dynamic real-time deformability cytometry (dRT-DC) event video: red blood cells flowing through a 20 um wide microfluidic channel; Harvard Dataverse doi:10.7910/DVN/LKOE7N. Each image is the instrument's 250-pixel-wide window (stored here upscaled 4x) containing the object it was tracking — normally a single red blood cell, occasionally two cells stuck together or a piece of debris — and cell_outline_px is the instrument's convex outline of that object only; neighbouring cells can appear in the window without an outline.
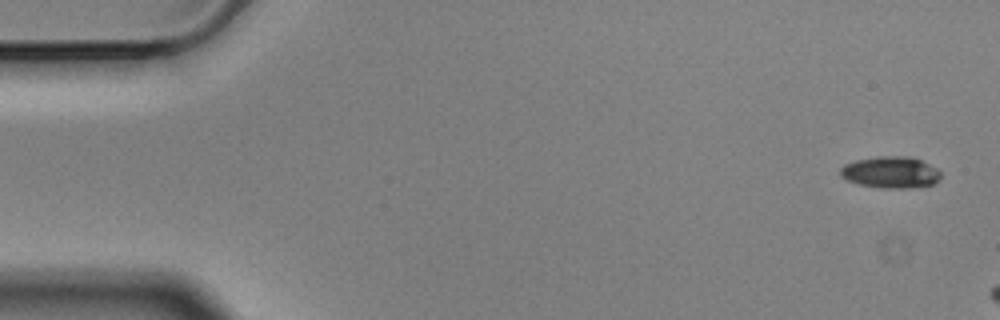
{"species": "Egyptian fruit bat (a non-hibernating species)", "species_latin": "Rousettus aegyptiacus", "temperature_condition": "cold", "stored_images_in_passage": 4, "camera_frame_rate_fps": 3000, "um_per_image_px": 0.085, "animal": {"sex": "male"}, "frame": {"image": 1, "passage_image": 1, "time_ms": 0.0, "image_size_px": [1000, 320], "cell_outline_px": [[940, 176], [932, 184], [908, 188], [880, 188], [860, 184], [848, 180], [840, 176], [840, 168], [844, 164], [856, 160], [876, 156], [912, 156], [936, 168], [940, 172]], "centroid_in_image_um": [75.66, 14.63], "position_along_channel_um": 9.3, "area_um2": 18.38}}